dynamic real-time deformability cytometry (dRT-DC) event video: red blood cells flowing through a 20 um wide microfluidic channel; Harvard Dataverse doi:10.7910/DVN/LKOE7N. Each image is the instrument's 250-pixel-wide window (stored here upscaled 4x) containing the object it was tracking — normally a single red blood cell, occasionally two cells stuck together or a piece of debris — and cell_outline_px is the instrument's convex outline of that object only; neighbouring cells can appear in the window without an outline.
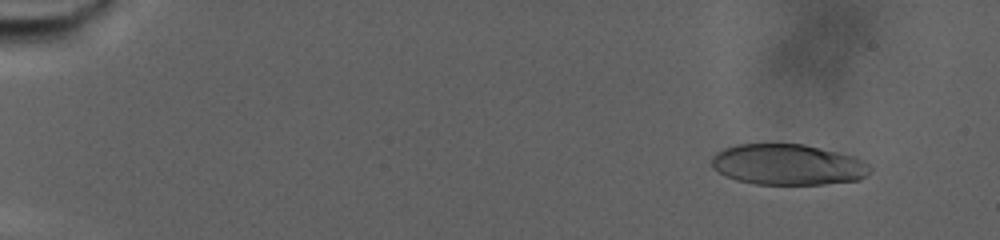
{"species": "human", "species_latin": "Homo sapiens", "temperature_condition": "warm", "stored_images_in_passage": 83, "camera_frame_rate_fps": 3000, "um_per_image_px": 0.085, "donor": {"sex": "male"}, "frame": {"image": 1, "passage_image": 8, "time_ms": 2.333, "image_size_px": [1000, 240], "cell_outline_px": [[872, 168], [868, 176], [860, 180], [824, 184], [756, 184], [736, 180], [724, 176], [712, 168], [712, 156], [716, 152], [724, 148], [736, 144], [804, 144], [856, 156], [864, 160]], "centroid_in_image_um": [66.99, 13.99], "position_along_channel_um": 18.0, "area_um2": 38.15}}
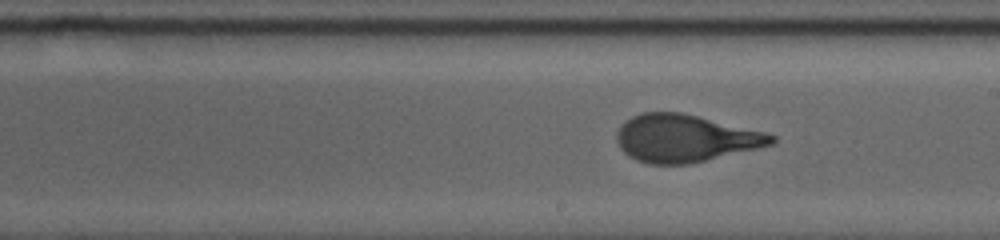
{"frame": {"image": 2, "passage_image": 50, "time_ms": 16.333, "image_size_px": [1000, 240], "cell_outline_px": [[776, 140], [772, 144], [760, 148], [688, 164], [648, 164], [636, 160], [628, 156], [620, 148], [616, 140], [616, 132], [620, 124], [632, 116], [644, 112], [680, 112], [764, 132], [776, 136]], "centroid_in_image_um": [58.19, 11.76], "position_along_channel_um": 230.8, "area_um2": 42.66}}
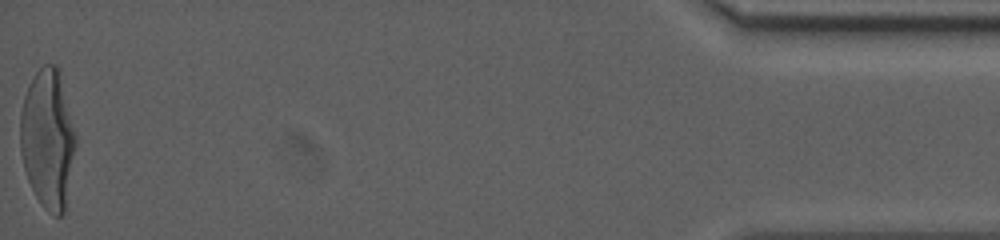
{"frame": {"image": 3, "passage_image": 83, "time_ms": 27.333, "image_size_px": [1000, 240], "cell_outline_px": [[76, 144], [64, 212], [60, 216], [52, 216], [44, 208], [36, 196], [28, 180], [24, 168], [20, 152], [20, 112], [24, 96], [36, 72], [44, 64], [56, 64], [60, 68], [76, 136]], "centroid_in_image_um": [4.06, 11.78], "position_along_channel_um": 431.1, "area_um2": 45.08}, "authors_computed_cell_mechanics": {"area_um2": 41.905, "velocity_mm_per_s": 2.5853, "shape_relaxation_time_tau1_ms": 5.9852, "shape_relaxation_time_tau2_ms": null, "deformation_change_tau1": 0.2597, "deformation_change_tau2": null}}